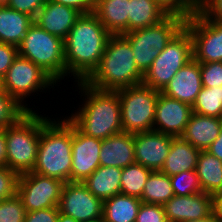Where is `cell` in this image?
Masks as SVG:
<instances>
[{"label":"cell","mask_w":222,"mask_h":222,"mask_svg":"<svg viewBox=\"0 0 222 222\" xmlns=\"http://www.w3.org/2000/svg\"><path fill=\"white\" fill-rule=\"evenodd\" d=\"M46 1L59 3L77 9L82 14L93 13L95 7V0H46Z\"/></svg>","instance_id":"obj_42"},{"label":"cell","mask_w":222,"mask_h":222,"mask_svg":"<svg viewBox=\"0 0 222 222\" xmlns=\"http://www.w3.org/2000/svg\"><path fill=\"white\" fill-rule=\"evenodd\" d=\"M135 222H168L163 205L141 203Z\"/></svg>","instance_id":"obj_37"},{"label":"cell","mask_w":222,"mask_h":222,"mask_svg":"<svg viewBox=\"0 0 222 222\" xmlns=\"http://www.w3.org/2000/svg\"><path fill=\"white\" fill-rule=\"evenodd\" d=\"M18 56V47L0 43V80L6 75L16 57Z\"/></svg>","instance_id":"obj_40"},{"label":"cell","mask_w":222,"mask_h":222,"mask_svg":"<svg viewBox=\"0 0 222 222\" xmlns=\"http://www.w3.org/2000/svg\"><path fill=\"white\" fill-rule=\"evenodd\" d=\"M173 196L170 176L155 170L148 176L140 199L143 203L164 205Z\"/></svg>","instance_id":"obj_29"},{"label":"cell","mask_w":222,"mask_h":222,"mask_svg":"<svg viewBox=\"0 0 222 222\" xmlns=\"http://www.w3.org/2000/svg\"><path fill=\"white\" fill-rule=\"evenodd\" d=\"M54 86L60 85L38 65L20 55L16 57L1 80L3 90L26 111H37L35 109L39 107L34 104L31 107L28 97L35 98L41 96V92L44 94L47 91L50 94V89H54Z\"/></svg>","instance_id":"obj_7"},{"label":"cell","mask_w":222,"mask_h":222,"mask_svg":"<svg viewBox=\"0 0 222 222\" xmlns=\"http://www.w3.org/2000/svg\"><path fill=\"white\" fill-rule=\"evenodd\" d=\"M207 152L217 157L222 161V128L219 136L215 141L206 149Z\"/></svg>","instance_id":"obj_44"},{"label":"cell","mask_w":222,"mask_h":222,"mask_svg":"<svg viewBox=\"0 0 222 222\" xmlns=\"http://www.w3.org/2000/svg\"><path fill=\"white\" fill-rule=\"evenodd\" d=\"M59 217L58 207L26 212L24 222H57Z\"/></svg>","instance_id":"obj_41"},{"label":"cell","mask_w":222,"mask_h":222,"mask_svg":"<svg viewBox=\"0 0 222 222\" xmlns=\"http://www.w3.org/2000/svg\"><path fill=\"white\" fill-rule=\"evenodd\" d=\"M192 113L191 105L168 97L159 91L153 130L172 137H181Z\"/></svg>","instance_id":"obj_15"},{"label":"cell","mask_w":222,"mask_h":222,"mask_svg":"<svg viewBox=\"0 0 222 222\" xmlns=\"http://www.w3.org/2000/svg\"><path fill=\"white\" fill-rule=\"evenodd\" d=\"M200 152L201 150L195 148L182 137H173L169 154L160 171L168 176L183 171H193L196 169Z\"/></svg>","instance_id":"obj_23"},{"label":"cell","mask_w":222,"mask_h":222,"mask_svg":"<svg viewBox=\"0 0 222 222\" xmlns=\"http://www.w3.org/2000/svg\"><path fill=\"white\" fill-rule=\"evenodd\" d=\"M202 87L200 63L192 58L177 71L161 93L192 106Z\"/></svg>","instance_id":"obj_18"},{"label":"cell","mask_w":222,"mask_h":222,"mask_svg":"<svg viewBox=\"0 0 222 222\" xmlns=\"http://www.w3.org/2000/svg\"><path fill=\"white\" fill-rule=\"evenodd\" d=\"M195 14L201 13L209 4L210 0H182Z\"/></svg>","instance_id":"obj_45"},{"label":"cell","mask_w":222,"mask_h":222,"mask_svg":"<svg viewBox=\"0 0 222 222\" xmlns=\"http://www.w3.org/2000/svg\"><path fill=\"white\" fill-rule=\"evenodd\" d=\"M116 91L120 99L123 131L133 134L152 131L159 91L143 83Z\"/></svg>","instance_id":"obj_9"},{"label":"cell","mask_w":222,"mask_h":222,"mask_svg":"<svg viewBox=\"0 0 222 222\" xmlns=\"http://www.w3.org/2000/svg\"><path fill=\"white\" fill-rule=\"evenodd\" d=\"M203 87H222V62L200 63Z\"/></svg>","instance_id":"obj_36"},{"label":"cell","mask_w":222,"mask_h":222,"mask_svg":"<svg viewBox=\"0 0 222 222\" xmlns=\"http://www.w3.org/2000/svg\"><path fill=\"white\" fill-rule=\"evenodd\" d=\"M141 203L140 198L116 194L103 201L102 222H135Z\"/></svg>","instance_id":"obj_27"},{"label":"cell","mask_w":222,"mask_h":222,"mask_svg":"<svg viewBox=\"0 0 222 222\" xmlns=\"http://www.w3.org/2000/svg\"><path fill=\"white\" fill-rule=\"evenodd\" d=\"M27 111L15 123L5 128V166L18 174L30 172L36 163L41 128L52 118Z\"/></svg>","instance_id":"obj_5"},{"label":"cell","mask_w":222,"mask_h":222,"mask_svg":"<svg viewBox=\"0 0 222 222\" xmlns=\"http://www.w3.org/2000/svg\"><path fill=\"white\" fill-rule=\"evenodd\" d=\"M213 213L219 222H222V193L213 196Z\"/></svg>","instance_id":"obj_46"},{"label":"cell","mask_w":222,"mask_h":222,"mask_svg":"<svg viewBox=\"0 0 222 222\" xmlns=\"http://www.w3.org/2000/svg\"><path fill=\"white\" fill-rule=\"evenodd\" d=\"M34 19L8 6H0V43L18 47Z\"/></svg>","instance_id":"obj_24"},{"label":"cell","mask_w":222,"mask_h":222,"mask_svg":"<svg viewBox=\"0 0 222 222\" xmlns=\"http://www.w3.org/2000/svg\"><path fill=\"white\" fill-rule=\"evenodd\" d=\"M72 123L64 116L51 118L40 131L36 163L31 172L70 182Z\"/></svg>","instance_id":"obj_4"},{"label":"cell","mask_w":222,"mask_h":222,"mask_svg":"<svg viewBox=\"0 0 222 222\" xmlns=\"http://www.w3.org/2000/svg\"><path fill=\"white\" fill-rule=\"evenodd\" d=\"M110 36L94 13L82 14L64 39L66 79L85 81L97 68Z\"/></svg>","instance_id":"obj_2"},{"label":"cell","mask_w":222,"mask_h":222,"mask_svg":"<svg viewBox=\"0 0 222 222\" xmlns=\"http://www.w3.org/2000/svg\"><path fill=\"white\" fill-rule=\"evenodd\" d=\"M102 140L81 133L72 124V166L70 182H82L99 166Z\"/></svg>","instance_id":"obj_14"},{"label":"cell","mask_w":222,"mask_h":222,"mask_svg":"<svg viewBox=\"0 0 222 222\" xmlns=\"http://www.w3.org/2000/svg\"><path fill=\"white\" fill-rule=\"evenodd\" d=\"M174 195L186 196L203 192L195 170L170 176Z\"/></svg>","instance_id":"obj_32"},{"label":"cell","mask_w":222,"mask_h":222,"mask_svg":"<svg viewBox=\"0 0 222 222\" xmlns=\"http://www.w3.org/2000/svg\"><path fill=\"white\" fill-rule=\"evenodd\" d=\"M201 14L211 20L222 22V0H210Z\"/></svg>","instance_id":"obj_43"},{"label":"cell","mask_w":222,"mask_h":222,"mask_svg":"<svg viewBox=\"0 0 222 222\" xmlns=\"http://www.w3.org/2000/svg\"><path fill=\"white\" fill-rule=\"evenodd\" d=\"M81 15L77 9L47 1L34 18V23L64 40Z\"/></svg>","instance_id":"obj_19"},{"label":"cell","mask_w":222,"mask_h":222,"mask_svg":"<svg viewBox=\"0 0 222 222\" xmlns=\"http://www.w3.org/2000/svg\"><path fill=\"white\" fill-rule=\"evenodd\" d=\"M222 118L192 113L182 138L199 150H206L219 136Z\"/></svg>","instance_id":"obj_22"},{"label":"cell","mask_w":222,"mask_h":222,"mask_svg":"<svg viewBox=\"0 0 222 222\" xmlns=\"http://www.w3.org/2000/svg\"><path fill=\"white\" fill-rule=\"evenodd\" d=\"M168 222L200 220L213 214V196L205 192L193 195H174L164 205Z\"/></svg>","instance_id":"obj_17"},{"label":"cell","mask_w":222,"mask_h":222,"mask_svg":"<svg viewBox=\"0 0 222 222\" xmlns=\"http://www.w3.org/2000/svg\"><path fill=\"white\" fill-rule=\"evenodd\" d=\"M9 0H0V6H7Z\"/></svg>","instance_id":"obj_50"},{"label":"cell","mask_w":222,"mask_h":222,"mask_svg":"<svg viewBox=\"0 0 222 222\" xmlns=\"http://www.w3.org/2000/svg\"><path fill=\"white\" fill-rule=\"evenodd\" d=\"M192 111L203 116L222 118V87H202Z\"/></svg>","instance_id":"obj_31"},{"label":"cell","mask_w":222,"mask_h":222,"mask_svg":"<svg viewBox=\"0 0 222 222\" xmlns=\"http://www.w3.org/2000/svg\"><path fill=\"white\" fill-rule=\"evenodd\" d=\"M185 222H219V221L216 219V217H215V215H214V213H213L211 216L206 217V218H204V219H200V220H189V221H185Z\"/></svg>","instance_id":"obj_48"},{"label":"cell","mask_w":222,"mask_h":222,"mask_svg":"<svg viewBox=\"0 0 222 222\" xmlns=\"http://www.w3.org/2000/svg\"><path fill=\"white\" fill-rule=\"evenodd\" d=\"M152 170L138 163L122 168L120 193L141 198L144 185Z\"/></svg>","instance_id":"obj_30"},{"label":"cell","mask_w":222,"mask_h":222,"mask_svg":"<svg viewBox=\"0 0 222 222\" xmlns=\"http://www.w3.org/2000/svg\"><path fill=\"white\" fill-rule=\"evenodd\" d=\"M5 160H6L5 129H0V166H5Z\"/></svg>","instance_id":"obj_47"},{"label":"cell","mask_w":222,"mask_h":222,"mask_svg":"<svg viewBox=\"0 0 222 222\" xmlns=\"http://www.w3.org/2000/svg\"><path fill=\"white\" fill-rule=\"evenodd\" d=\"M122 168L99 166L82 183L101 201L120 194Z\"/></svg>","instance_id":"obj_25"},{"label":"cell","mask_w":222,"mask_h":222,"mask_svg":"<svg viewBox=\"0 0 222 222\" xmlns=\"http://www.w3.org/2000/svg\"><path fill=\"white\" fill-rule=\"evenodd\" d=\"M143 75L129 41L123 35H111L97 68L84 82L99 90L116 91L142 83Z\"/></svg>","instance_id":"obj_3"},{"label":"cell","mask_w":222,"mask_h":222,"mask_svg":"<svg viewBox=\"0 0 222 222\" xmlns=\"http://www.w3.org/2000/svg\"><path fill=\"white\" fill-rule=\"evenodd\" d=\"M57 222H77L72 217L66 216L62 213H59L58 221Z\"/></svg>","instance_id":"obj_49"},{"label":"cell","mask_w":222,"mask_h":222,"mask_svg":"<svg viewBox=\"0 0 222 222\" xmlns=\"http://www.w3.org/2000/svg\"><path fill=\"white\" fill-rule=\"evenodd\" d=\"M46 2V0H9L7 6L34 19Z\"/></svg>","instance_id":"obj_39"},{"label":"cell","mask_w":222,"mask_h":222,"mask_svg":"<svg viewBox=\"0 0 222 222\" xmlns=\"http://www.w3.org/2000/svg\"><path fill=\"white\" fill-rule=\"evenodd\" d=\"M26 212L17 194L0 201V222H24Z\"/></svg>","instance_id":"obj_34"},{"label":"cell","mask_w":222,"mask_h":222,"mask_svg":"<svg viewBox=\"0 0 222 222\" xmlns=\"http://www.w3.org/2000/svg\"><path fill=\"white\" fill-rule=\"evenodd\" d=\"M59 213L77 222L102 221L103 201L92 194L82 182H66L58 204Z\"/></svg>","instance_id":"obj_13"},{"label":"cell","mask_w":222,"mask_h":222,"mask_svg":"<svg viewBox=\"0 0 222 222\" xmlns=\"http://www.w3.org/2000/svg\"><path fill=\"white\" fill-rule=\"evenodd\" d=\"M93 13L111 35L129 32V0H95Z\"/></svg>","instance_id":"obj_21"},{"label":"cell","mask_w":222,"mask_h":222,"mask_svg":"<svg viewBox=\"0 0 222 222\" xmlns=\"http://www.w3.org/2000/svg\"><path fill=\"white\" fill-rule=\"evenodd\" d=\"M172 138L154 130L134 134L135 163L160 171L169 154Z\"/></svg>","instance_id":"obj_16"},{"label":"cell","mask_w":222,"mask_h":222,"mask_svg":"<svg viewBox=\"0 0 222 222\" xmlns=\"http://www.w3.org/2000/svg\"><path fill=\"white\" fill-rule=\"evenodd\" d=\"M202 191L212 196L222 193V161L201 150L195 169Z\"/></svg>","instance_id":"obj_26"},{"label":"cell","mask_w":222,"mask_h":222,"mask_svg":"<svg viewBox=\"0 0 222 222\" xmlns=\"http://www.w3.org/2000/svg\"><path fill=\"white\" fill-rule=\"evenodd\" d=\"M184 27L191 35L193 58L197 62H222V22L196 13L185 20Z\"/></svg>","instance_id":"obj_12"},{"label":"cell","mask_w":222,"mask_h":222,"mask_svg":"<svg viewBox=\"0 0 222 222\" xmlns=\"http://www.w3.org/2000/svg\"><path fill=\"white\" fill-rule=\"evenodd\" d=\"M18 55L42 68L59 85L66 78L64 40L33 23L18 46Z\"/></svg>","instance_id":"obj_6"},{"label":"cell","mask_w":222,"mask_h":222,"mask_svg":"<svg viewBox=\"0 0 222 222\" xmlns=\"http://www.w3.org/2000/svg\"><path fill=\"white\" fill-rule=\"evenodd\" d=\"M99 161L100 166L119 168L135 163L134 134L123 131L103 139Z\"/></svg>","instance_id":"obj_20"},{"label":"cell","mask_w":222,"mask_h":222,"mask_svg":"<svg viewBox=\"0 0 222 222\" xmlns=\"http://www.w3.org/2000/svg\"><path fill=\"white\" fill-rule=\"evenodd\" d=\"M184 25L185 20L181 17L167 15L153 26L123 34L132 47L137 68L143 74Z\"/></svg>","instance_id":"obj_8"},{"label":"cell","mask_w":222,"mask_h":222,"mask_svg":"<svg viewBox=\"0 0 222 222\" xmlns=\"http://www.w3.org/2000/svg\"><path fill=\"white\" fill-rule=\"evenodd\" d=\"M65 182L35 172L19 174L17 196L27 212L58 207Z\"/></svg>","instance_id":"obj_11"},{"label":"cell","mask_w":222,"mask_h":222,"mask_svg":"<svg viewBox=\"0 0 222 222\" xmlns=\"http://www.w3.org/2000/svg\"><path fill=\"white\" fill-rule=\"evenodd\" d=\"M166 16L155 0H129V32L153 26Z\"/></svg>","instance_id":"obj_28"},{"label":"cell","mask_w":222,"mask_h":222,"mask_svg":"<svg viewBox=\"0 0 222 222\" xmlns=\"http://www.w3.org/2000/svg\"><path fill=\"white\" fill-rule=\"evenodd\" d=\"M27 111L0 87V129L15 123Z\"/></svg>","instance_id":"obj_33"},{"label":"cell","mask_w":222,"mask_h":222,"mask_svg":"<svg viewBox=\"0 0 222 222\" xmlns=\"http://www.w3.org/2000/svg\"><path fill=\"white\" fill-rule=\"evenodd\" d=\"M192 58V38L189 31L183 27L155 58L143 75L142 83L161 92L177 71Z\"/></svg>","instance_id":"obj_10"},{"label":"cell","mask_w":222,"mask_h":222,"mask_svg":"<svg viewBox=\"0 0 222 222\" xmlns=\"http://www.w3.org/2000/svg\"><path fill=\"white\" fill-rule=\"evenodd\" d=\"M155 2L166 15L188 20L195 14L182 0H155Z\"/></svg>","instance_id":"obj_38"},{"label":"cell","mask_w":222,"mask_h":222,"mask_svg":"<svg viewBox=\"0 0 222 222\" xmlns=\"http://www.w3.org/2000/svg\"><path fill=\"white\" fill-rule=\"evenodd\" d=\"M19 174L6 166H0V201L16 195Z\"/></svg>","instance_id":"obj_35"},{"label":"cell","mask_w":222,"mask_h":222,"mask_svg":"<svg viewBox=\"0 0 222 222\" xmlns=\"http://www.w3.org/2000/svg\"><path fill=\"white\" fill-rule=\"evenodd\" d=\"M73 85L82 101L65 116L81 133L103 140L123 132L117 91L99 90L84 81Z\"/></svg>","instance_id":"obj_1"}]
</instances>
